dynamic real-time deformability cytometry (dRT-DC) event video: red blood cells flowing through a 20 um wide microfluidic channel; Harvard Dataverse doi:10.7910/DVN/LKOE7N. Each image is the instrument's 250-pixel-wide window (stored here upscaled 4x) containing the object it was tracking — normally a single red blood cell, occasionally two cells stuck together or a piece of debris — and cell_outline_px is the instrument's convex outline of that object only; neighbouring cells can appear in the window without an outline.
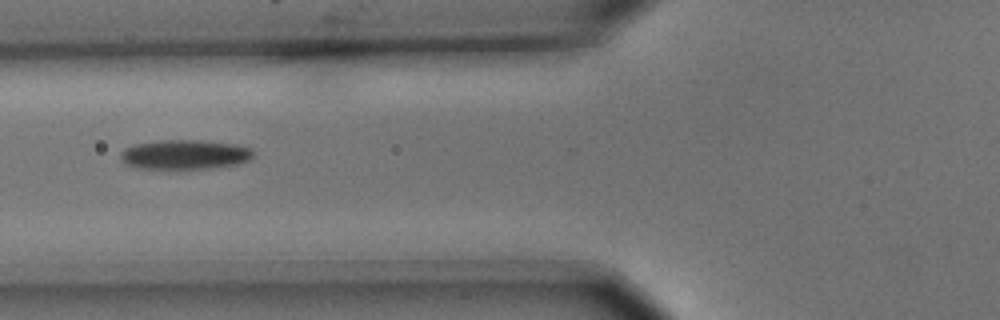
{"species": "common noctule bat (a hibernating species)", "species_latin": "Nyctalus noctula", "temperature_condition": "cold", "stored_images_in_passage": 7, "camera_frame_rate_fps": 3000, "um_per_image_px": 0.085, "animal": {"sex": "male", "body_mass_g": 15.6}, "frame": {"image": 1, "passage_image": 3, "time_ms": 0.667, "image_size_px": [1000, 320], "cell_outline_px": [[252, 156], [248, 160], [236, 164], [216, 168], [136, 168], [124, 164], [120, 156], [120, 152], [124, 148], [136, 144], [160, 140], [200, 140], [236, 144], [252, 148]], "centroid_in_image_um": [15.68, 13.13], "position_along_channel_um": 110.1, "area_um2": 22.83}}
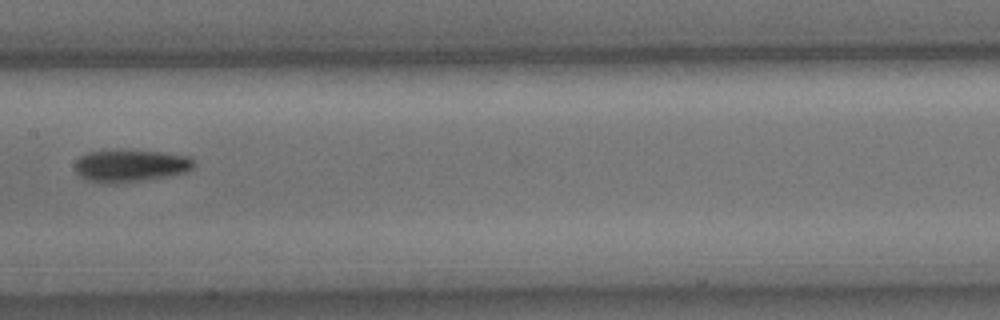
{"frame": {"image": 2, "passage_image": 5, "time_ms": 1.333, "image_size_px": [1000, 320], "cell_outline_px": [[196, 164], [192, 168], [184, 172], [168, 176], [144, 180], [116, 184], [104, 184], [88, 180], [80, 176], [76, 172], [76, 160], [80, 156], [88, 152], [160, 152], [188, 156]], "centroid_in_image_um": [11.08, 14.13], "position_along_channel_um": 196.3, "area_um2": 21.79}}
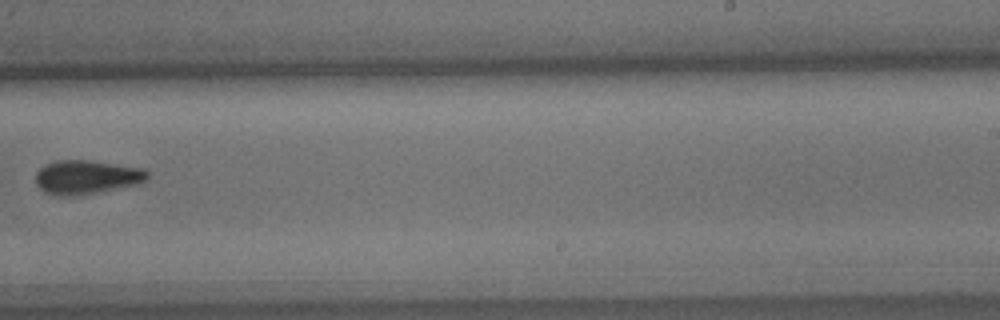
{"frame": {"image": 3, "passage_image": 7, "time_ms": 2.0, "image_size_px": [1000, 320], "cell_outline_px": [[148, 180], [140, 184], [100, 192], [76, 196], [60, 196], [44, 192], [36, 184], [36, 172], [44, 164], [56, 160], [88, 160], [144, 168], [148, 172]], "centroid_in_image_um": [7.37, 15.06], "position_along_channel_um": 281.6, "area_um2": 22.43}}